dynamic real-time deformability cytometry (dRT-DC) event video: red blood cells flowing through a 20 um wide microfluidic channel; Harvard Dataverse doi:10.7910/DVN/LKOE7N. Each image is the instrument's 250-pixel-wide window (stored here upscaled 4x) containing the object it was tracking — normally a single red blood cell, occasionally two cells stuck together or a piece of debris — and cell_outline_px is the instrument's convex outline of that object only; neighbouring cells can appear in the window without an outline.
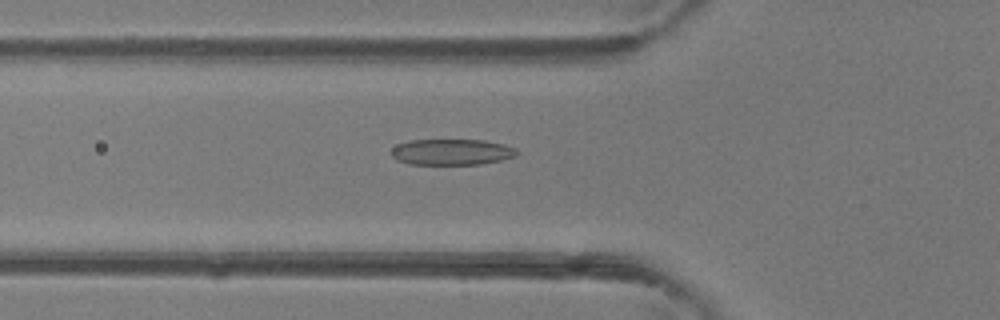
{"species": "common noctule bat (a hibernating species)", "species_latin": "Nyctalus noctula", "temperature_condition": "room temperature", "stored_images_in_passage": 36, "camera_frame_rate_fps": 3000, "um_per_image_px": 0.085, "animal": {"sex": "female"}, "frame": {"image": 1, "passage_image": 9, "time_ms": 2.667, "image_size_px": [1000, 320], "cell_outline_px": [[520, 152], [516, 156], [500, 160], [480, 164], [408, 164], [396, 160], [392, 156], [392, 148], [400, 144], [412, 140], [484, 140], [504, 144], [516, 148]], "centroid_in_image_um": [38.43, 12.92], "position_along_channel_um": 87.4, "area_um2": 18.96}}
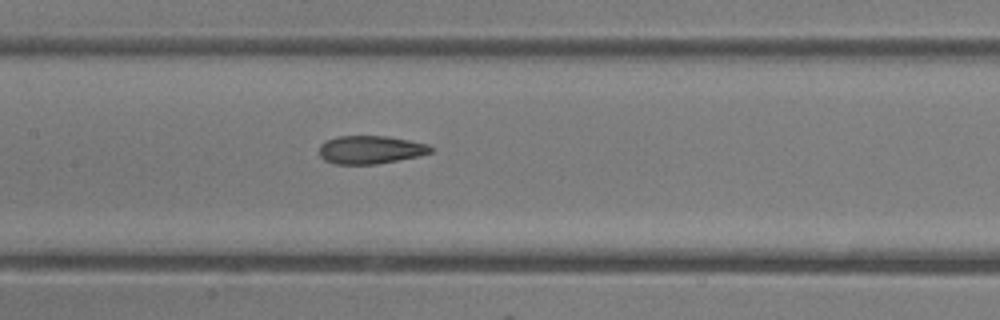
{"frame": {"image": 2, "passage_image": 15, "time_ms": 4.667, "image_size_px": [1000, 320], "cell_outline_px": [[436, 148], [432, 152], [420, 156], [376, 164], [332, 164], [324, 160], [320, 156], [320, 144], [336, 136], [388, 136], [428, 144]], "centroid_in_image_um": [31.52, 12.73], "position_along_channel_um": 175.9, "area_um2": 18.44}}
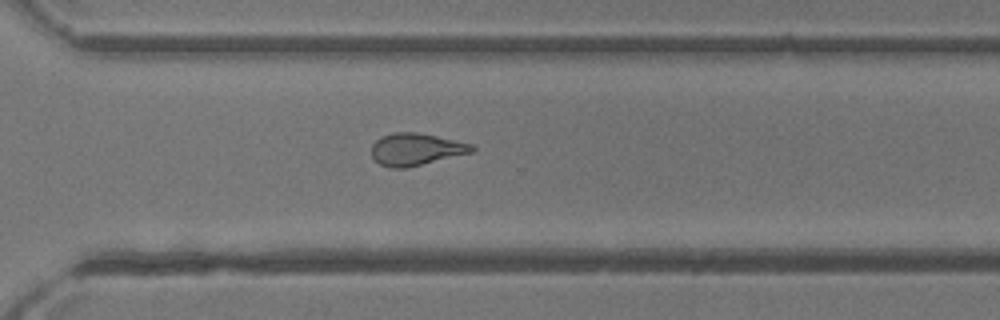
{"frame": {"image": 3, "passage_image": 26, "time_ms": 8.333, "image_size_px": [1000, 320], "cell_outline_px": [[476, 148], [472, 152], [408, 168], [388, 168], [380, 164], [372, 156], [372, 144], [380, 136], [396, 132], [416, 132], [436, 136], [472, 144]], "centroid_in_image_um": [35.33, 12.7], "position_along_channel_um": 335.3, "area_um2": 18.79}, "authors_computed_cell_mechanics": {"area_um2": 18.5538, "velocity_mm_per_s": 4.3658, "shape_relaxation_time_tau1_ms": null, "shape_relaxation_time_tau2_ms": 1.2945, "deformation_change_tau1": null, "deformation_change_tau2": 0.0989}}